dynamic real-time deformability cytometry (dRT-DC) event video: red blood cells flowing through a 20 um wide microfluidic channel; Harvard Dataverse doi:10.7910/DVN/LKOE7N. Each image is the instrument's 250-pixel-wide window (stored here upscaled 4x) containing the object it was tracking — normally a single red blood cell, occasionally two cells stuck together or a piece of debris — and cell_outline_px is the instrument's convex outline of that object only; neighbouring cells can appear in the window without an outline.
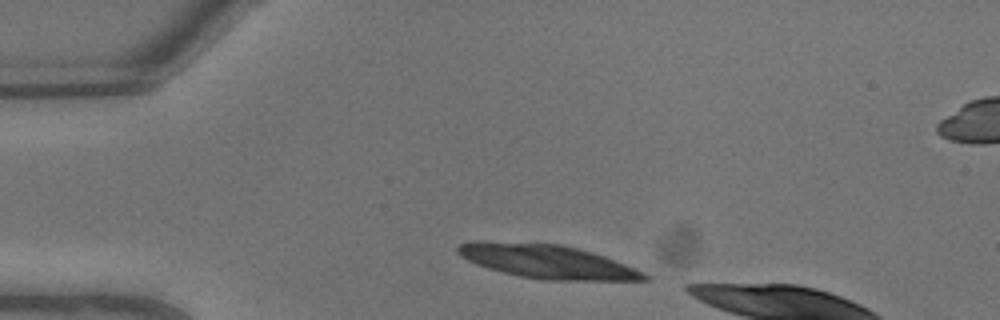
{"species": "common noctule bat (a hibernating species)", "species_latin": "Nyctalus noctula", "temperature_condition": "warm", "stored_images_in_passage": 3, "camera_frame_rate_fps": 3000, "um_per_image_px": 0.085, "animal": {"sex": "male", "body_mass_g": 13.3}, "frame": {"image": 1, "passage_image": 1, "time_ms": 0.0, "image_size_px": [1000, 320], "cell_outline_px": [[652, 280], [544, 280], [520, 276], [488, 268], [476, 264], [460, 256], [456, 252], [456, 248], [460, 244], [472, 240], [484, 240], [560, 244], [592, 252], [604, 256], [644, 272]], "centroid_in_image_um": [46.45, 22.21], "position_along_channel_um": 38.6, "area_um2": 36.65}}